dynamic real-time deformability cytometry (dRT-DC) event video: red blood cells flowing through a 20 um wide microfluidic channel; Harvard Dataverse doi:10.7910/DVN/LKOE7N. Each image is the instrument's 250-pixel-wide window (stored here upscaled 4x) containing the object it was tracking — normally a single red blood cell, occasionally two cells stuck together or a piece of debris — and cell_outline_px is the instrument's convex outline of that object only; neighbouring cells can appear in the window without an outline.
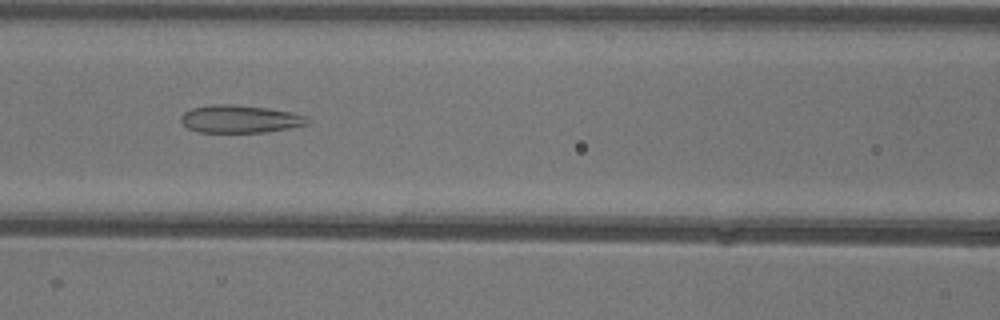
{"species": "common noctule bat (a hibernating species)", "species_latin": "Nyctalus noctula", "temperature_condition": "warm", "stored_images_in_passage": 40, "camera_frame_rate_fps": 3000, "um_per_image_px": 0.085, "animal": {"sex": "female"}, "frame": {"image": 1, "passage_image": 11, "time_ms": 3.333, "image_size_px": [1000, 320], "cell_outline_px": [[312, 120], [308, 124], [288, 128], [264, 132], [196, 132], [188, 128], [180, 120], [180, 116], [184, 112], [192, 108], [212, 104], [228, 104], [268, 108], [292, 112], [308, 116]], "centroid_in_image_um": [20.42, 10.11], "position_along_channel_um": 146.2, "area_um2": 20.52}}
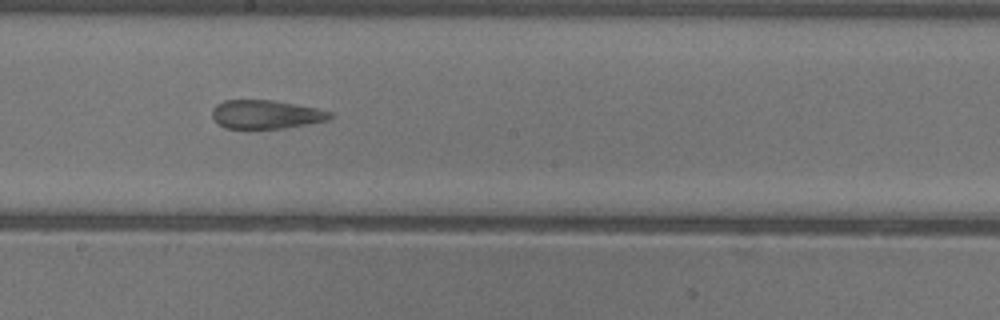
{"frame": {"image": 2, "passage_image": 17, "time_ms": 5.333, "image_size_px": [1000, 320], "cell_outline_px": [[332, 116], [328, 120], [284, 128], [224, 128], [212, 116], [212, 108], [216, 104], [224, 100], [272, 100], [296, 104], [316, 108], [332, 112]], "centroid_in_image_um": [22.59, 9.71], "position_along_channel_um": 225.6, "area_um2": 19.54}}
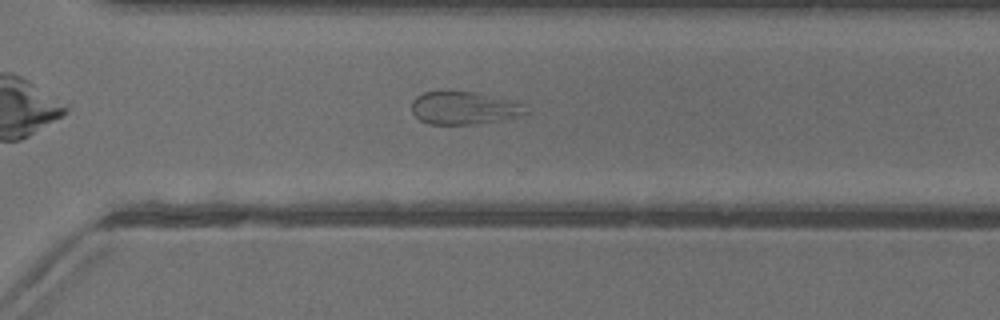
{"frame": {"image": 3, "passage_image": 25, "time_ms": 8.0, "image_size_px": [1000, 320], "cell_outline_px": [[532, 112], [528, 116], [504, 120], [472, 124], [428, 124], [420, 120], [412, 112], [412, 100], [416, 96], [424, 92], [476, 92], [512, 100], [524, 104]], "centroid_in_image_um": [39.56, 9.2], "position_along_channel_um": 331.0, "area_um2": 22.25}, "authors_computed_cell_mechanics": {"area_um2": 23.987, "velocity_mm_per_s": 3.9725, "shape_relaxation_time_tau1_ms": null, "shape_relaxation_time_tau2_ms": 1.378, "deformation_change_tau1": null, "deformation_change_tau2": 0.0894}}